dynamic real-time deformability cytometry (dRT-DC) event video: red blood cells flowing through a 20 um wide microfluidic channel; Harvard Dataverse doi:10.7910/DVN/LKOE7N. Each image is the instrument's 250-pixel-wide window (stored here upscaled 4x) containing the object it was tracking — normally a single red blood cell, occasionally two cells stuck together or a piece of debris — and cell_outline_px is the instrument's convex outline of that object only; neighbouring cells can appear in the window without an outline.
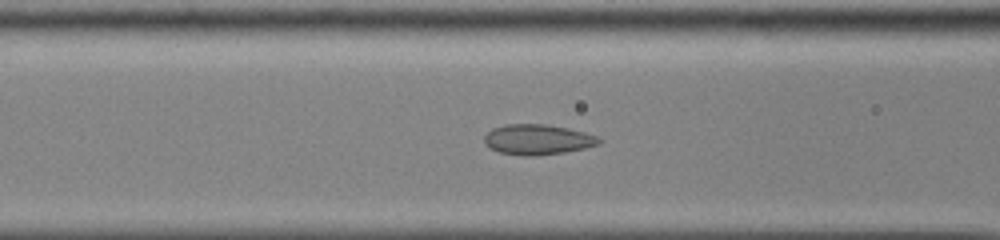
{"species": "common noctule bat (a hibernating species)", "species_latin": "Nyctalus noctula", "temperature_condition": "cold", "stored_images_in_passage": 32, "camera_frame_rate_fps": 3000, "um_per_image_px": 0.085, "animal": {"sex": "male", "body_mass_g": 13.0, "forearm_length_mm": 53.1}, "frame": {"image": 1, "passage_image": 12, "time_ms": 3.667, "image_size_px": [1000, 240], "cell_outline_px": [[604, 140], [600, 144], [584, 148], [564, 152], [532, 156], [520, 156], [500, 152], [488, 148], [484, 144], [484, 136], [492, 128], [504, 124], [544, 124], [568, 128], [584, 132], [596, 136]], "centroid_in_image_um": [45.67, 11.86], "position_along_channel_um": 120.9, "area_um2": 20.4}}
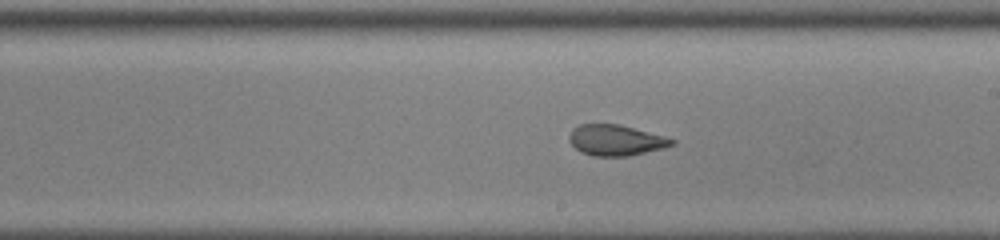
{"frame": {"image": 2, "passage_image": 21, "time_ms": 6.667, "image_size_px": [1000, 240], "cell_outline_px": [[676, 144], [664, 148], [628, 156], [592, 156], [580, 152], [568, 140], [568, 136], [572, 128], [580, 124], [620, 124], [664, 136], [676, 140]], "centroid_in_image_um": [52.33, 11.91], "position_along_channel_um": 236.7, "area_um2": 18.55}}
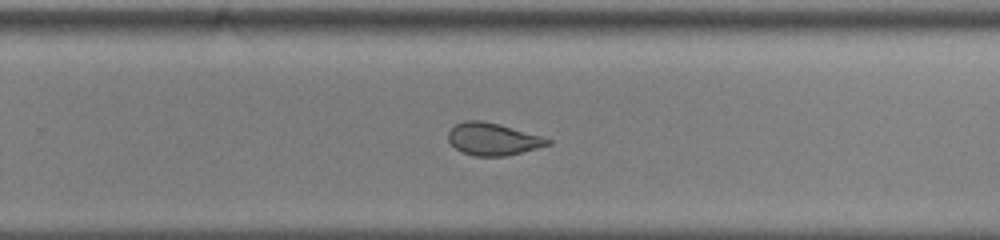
{"frame": {"image": 3, "passage_image": 25, "time_ms": 8.0, "image_size_px": [1000, 240], "cell_outline_px": [[552, 144], [504, 156], [476, 156], [464, 152], [456, 148], [448, 140], [448, 132], [456, 124], [464, 120], [484, 120], [500, 124], [540, 136], [552, 140]], "centroid_in_image_um": [41.88, 11.81], "position_along_channel_um": 287.9, "area_um2": 18.5}, "authors_computed_cell_mechanics": {"area_um2": 19.7098, "velocity_mm_per_s": 3.8586, "shape_relaxation_time_tau1_ms": null, "shape_relaxation_time_tau2_ms": 1.4709, "deformation_change_tau1": null, "deformation_change_tau2": 0.068}}